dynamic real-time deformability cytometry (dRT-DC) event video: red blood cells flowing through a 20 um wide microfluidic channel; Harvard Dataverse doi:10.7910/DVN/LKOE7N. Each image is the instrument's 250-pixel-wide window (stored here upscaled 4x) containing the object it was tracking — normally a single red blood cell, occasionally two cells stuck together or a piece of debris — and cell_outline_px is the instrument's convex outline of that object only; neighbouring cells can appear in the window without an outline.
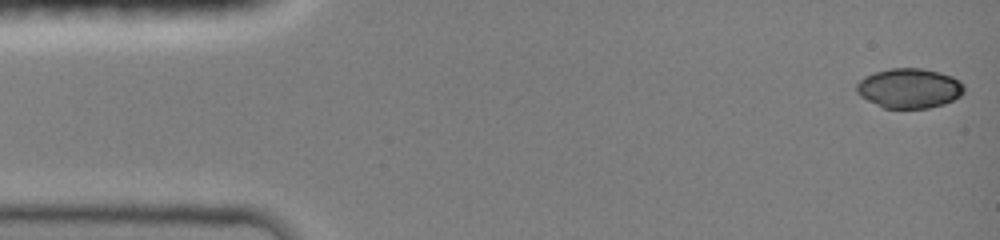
{"species": "common noctule bat (a hibernating species)", "species_latin": "Nyctalus noctula", "temperature_condition": "room temperature", "stored_images_in_passage": 58, "camera_frame_rate_fps": 3000, "um_per_image_px": 0.085, "animal": {"sex": "female", "body_mass_g": 19.0, "forearm_length_mm": 51.5}, "frame": {"image": 1, "passage_image": 1, "time_ms": 0.0, "image_size_px": [1000, 240], "cell_outline_px": [[964, 92], [960, 96], [944, 104], [928, 108], [884, 108], [860, 96], [856, 92], [856, 84], [864, 76], [888, 68], [920, 68], [940, 72], [952, 76], [960, 80], [964, 84]], "centroid_in_image_um": [77.3, 7.49], "position_along_channel_um": 7.7, "area_um2": 25.03}}
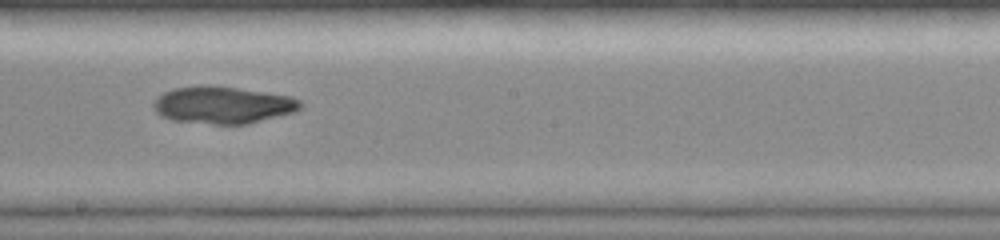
{"frame": {"image": 2, "passage_image": 32, "time_ms": 8.333, "image_size_px": [1000, 240], "cell_outline_px": [[304, 104], [300, 108], [292, 112], [248, 124], [212, 124], [172, 120], [160, 116], [152, 108], [152, 104], [156, 96], [164, 92], [176, 88], [200, 84], [212, 84], [292, 96], [300, 100]], "centroid_in_image_um": [18.89, 8.91], "position_along_channel_um": 229.3, "area_um2": 32.19}}
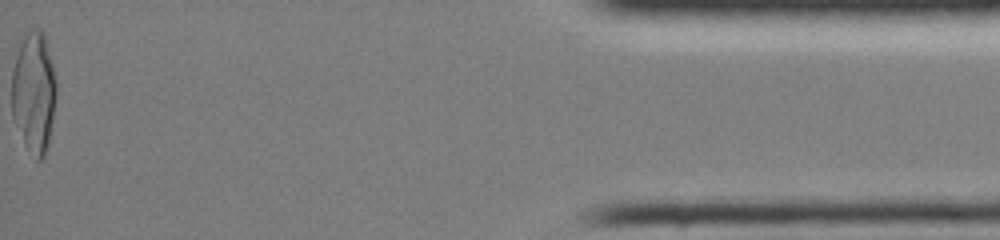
{"frame": {"image": 3, "passage_image": 57, "time_ms": 15.333, "image_size_px": [1000, 240], "cell_outline_px": [[56, 96], [48, 144], [44, 156], [40, 160], [36, 160], [24, 144], [12, 116], [12, 72], [16, 56], [20, 44], [28, 28], [40, 28], [44, 32], [52, 60], [56, 76]], "centroid_in_image_um": [2.88, 7.81], "position_along_channel_um": 432.3, "area_um2": 31.62}}